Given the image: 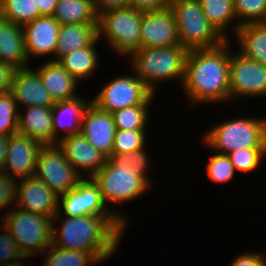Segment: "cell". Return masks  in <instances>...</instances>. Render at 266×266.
Wrapping results in <instances>:
<instances>
[{"label":"cell","mask_w":266,"mask_h":266,"mask_svg":"<svg viewBox=\"0 0 266 266\" xmlns=\"http://www.w3.org/2000/svg\"><path fill=\"white\" fill-rule=\"evenodd\" d=\"M230 48L227 40L215 48L189 50L182 91L190 106L230 103Z\"/></svg>","instance_id":"6da1fadb"},{"label":"cell","mask_w":266,"mask_h":266,"mask_svg":"<svg viewBox=\"0 0 266 266\" xmlns=\"http://www.w3.org/2000/svg\"><path fill=\"white\" fill-rule=\"evenodd\" d=\"M62 217H53L52 244L66 250L117 252L128 230L116 215Z\"/></svg>","instance_id":"7a4b0ae2"},{"label":"cell","mask_w":266,"mask_h":266,"mask_svg":"<svg viewBox=\"0 0 266 266\" xmlns=\"http://www.w3.org/2000/svg\"><path fill=\"white\" fill-rule=\"evenodd\" d=\"M92 178L100 188L105 205L126 227L130 223L128 217L114 209L113 205L133 203V200L139 199L142 195L149 193L147 191L153 189V186L142 175L131 169L128 164V154H112Z\"/></svg>","instance_id":"3957f363"},{"label":"cell","mask_w":266,"mask_h":266,"mask_svg":"<svg viewBox=\"0 0 266 266\" xmlns=\"http://www.w3.org/2000/svg\"><path fill=\"white\" fill-rule=\"evenodd\" d=\"M189 50L181 45L140 48L128 57L130 70L156 95L165 82H179L182 88ZM131 59V60H130ZM170 80V81H169Z\"/></svg>","instance_id":"277c9868"},{"label":"cell","mask_w":266,"mask_h":266,"mask_svg":"<svg viewBox=\"0 0 266 266\" xmlns=\"http://www.w3.org/2000/svg\"><path fill=\"white\" fill-rule=\"evenodd\" d=\"M249 117V118H248ZM203 134L202 144L213 152L228 154L239 149L266 148V117L242 116L214 124Z\"/></svg>","instance_id":"5b68a950"},{"label":"cell","mask_w":266,"mask_h":266,"mask_svg":"<svg viewBox=\"0 0 266 266\" xmlns=\"http://www.w3.org/2000/svg\"><path fill=\"white\" fill-rule=\"evenodd\" d=\"M180 45L188 50L209 49L227 41L206 18L199 0H170Z\"/></svg>","instance_id":"8992f818"},{"label":"cell","mask_w":266,"mask_h":266,"mask_svg":"<svg viewBox=\"0 0 266 266\" xmlns=\"http://www.w3.org/2000/svg\"><path fill=\"white\" fill-rule=\"evenodd\" d=\"M5 214V215H4ZM1 223L15 239L24 256L41 255L52 245L53 218L14 206L3 212Z\"/></svg>","instance_id":"52a82bcc"},{"label":"cell","mask_w":266,"mask_h":266,"mask_svg":"<svg viewBox=\"0 0 266 266\" xmlns=\"http://www.w3.org/2000/svg\"><path fill=\"white\" fill-rule=\"evenodd\" d=\"M142 12L132 7L112 9L99 15L98 39L123 58L140 49Z\"/></svg>","instance_id":"ba28073f"},{"label":"cell","mask_w":266,"mask_h":266,"mask_svg":"<svg viewBox=\"0 0 266 266\" xmlns=\"http://www.w3.org/2000/svg\"><path fill=\"white\" fill-rule=\"evenodd\" d=\"M131 74H118L99 90L91 102L100 110L113 113L134 105H151L152 92L131 70ZM152 102V103H151Z\"/></svg>","instance_id":"9c48e42d"},{"label":"cell","mask_w":266,"mask_h":266,"mask_svg":"<svg viewBox=\"0 0 266 266\" xmlns=\"http://www.w3.org/2000/svg\"><path fill=\"white\" fill-rule=\"evenodd\" d=\"M34 176L58 196L73 189L82 179L66 159L58 144H47L41 147Z\"/></svg>","instance_id":"30bf717a"},{"label":"cell","mask_w":266,"mask_h":266,"mask_svg":"<svg viewBox=\"0 0 266 266\" xmlns=\"http://www.w3.org/2000/svg\"><path fill=\"white\" fill-rule=\"evenodd\" d=\"M232 44L233 42L230 49V102L241 98H266V65L244 57Z\"/></svg>","instance_id":"8fae6325"},{"label":"cell","mask_w":266,"mask_h":266,"mask_svg":"<svg viewBox=\"0 0 266 266\" xmlns=\"http://www.w3.org/2000/svg\"><path fill=\"white\" fill-rule=\"evenodd\" d=\"M58 213L68 217L115 215L105 205L100 188L92 177L82 178L73 189L59 196Z\"/></svg>","instance_id":"7c38bea8"},{"label":"cell","mask_w":266,"mask_h":266,"mask_svg":"<svg viewBox=\"0 0 266 266\" xmlns=\"http://www.w3.org/2000/svg\"><path fill=\"white\" fill-rule=\"evenodd\" d=\"M140 48L171 47L180 45L175 16L170 8L142 12Z\"/></svg>","instance_id":"4fadbf2b"},{"label":"cell","mask_w":266,"mask_h":266,"mask_svg":"<svg viewBox=\"0 0 266 266\" xmlns=\"http://www.w3.org/2000/svg\"><path fill=\"white\" fill-rule=\"evenodd\" d=\"M43 146L38 140L19 133L9 137L3 173L13 179L34 176L39 151Z\"/></svg>","instance_id":"5bb4252c"},{"label":"cell","mask_w":266,"mask_h":266,"mask_svg":"<svg viewBox=\"0 0 266 266\" xmlns=\"http://www.w3.org/2000/svg\"><path fill=\"white\" fill-rule=\"evenodd\" d=\"M60 24L53 16H40L23 26L25 52L29 63L34 58L51 56L48 61H55V49ZM33 58V59H32Z\"/></svg>","instance_id":"9a60e30c"},{"label":"cell","mask_w":266,"mask_h":266,"mask_svg":"<svg viewBox=\"0 0 266 266\" xmlns=\"http://www.w3.org/2000/svg\"><path fill=\"white\" fill-rule=\"evenodd\" d=\"M57 144L82 178L93 177L108 160L81 133L65 136Z\"/></svg>","instance_id":"2e32d148"},{"label":"cell","mask_w":266,"mask_h":266,"mask_svg":"<svg viewBox=\"0 0 266 266\" xmlns=\"http://www.w3.org/2000/svg\"><path fill=\"white\" fill-rule=\"evenodd\" d=\"M115 131L116 127L112 114L100 110L90 102L82 116L80 133L108 159L112 155Z\"/></svg>","instance_id":"e0dca14e"},{"label":"cell","mask_w":266,"mask_h":266,"mask_svg":"<svg viewBox=\"0 0 266 266\" xmlns=\"http://www.w3.org/2000/svg\"><path fill=\"white\" fill-rule=\"evenodd\" d=\"M58 202L59 196L35 176L18 180L15 207L53 218Z\"/></svg>","instance_id":"ac0fdd59"},{"label":"cell","mask_w":266,"mask_h":266,"mask_svg":"<svg viewBox=\"0 0 266 266\" xmlns=\"http://www.w3.org/2000/svg\"><path fill=\"white\" fill-rule=\"evenodd\" d=\"M10 92L19 110L21 107H52L55 104L39 73L31 66L15 70Z\"/></svg>","instance_id":"d6986e66"},{"label":"cell","mask_w":266,"mask_h":266,"mask_svg":"<svg viewBox=\"0 0 266 266\" xmlns=\"http://www.w3.org/2000/svg\"><path fill=\"white\" fill-rule=\"evenodd\" d=\"M83 97L85 96L78 95L69 100L55 102L52 106L54 144L65 136L81 132L82 116L91 102L89 98Z\"/></svg>","instance_id":"ffe728a7"},{"label":"cell","mask_w":266,"mask_h":266,"mask_svg":"<svg viewBox=\"0 0 266 266\" xmlns=\"http://www.w3.org/2000/svg\"><path fill=\"white\" fill-rule=\"evenodd\" d=\"M23 111L19 110L17 133L36 139L43 145L54 144L52 107L33 106Z\"/></svg>","instance_id":"44dd1931"},{"label":"cell","mask_w":266,"mask_h":266,"mask_svg":"<svg viewBox=\"0 0 266 266\" xmlns=\"http://www.w3.org/2000/svg\"><path fill=\"white\" fill-rule=\"evenodd\" d=\"M35 70L54 102L69 100L79 95L76 91L80 82L74 79L58 61L41 62Z\"/></svg>","instance_id":"7402d4cb"},{"label":"cell","mask_w":266,"mask_h":266,"mask_svg":"<svg viewBox=\"0 0 266 266\" xmlns=\"http://www.w3.org/2000/svg\"><path fill=\"white\" fill-rule=\"evenodd\" d=\"M0 61L7 62L16 69L31 64L25 52L23 26L0 17Z\"/></svg>","instance_id":"603a6c76"},{"label":"cell","mask_w":266,"mask_h":266,"mask_svg":"<svg viewBox=\"0 0 266 266\" xmlns=\"http://www.w3.org/2000/svg\"><path fill=\"white\" fill-rule=\"evenodd\" d=\"M98 42L100 43V40L97 36L88 46L61 57L58 63L78 82L92 79L101 60L96 47Z\"/></svg>","instance_id":"cb8c5ba5"},{"label":"cell","mask_w":266,"mask_h":266,"mask_svg":"<svg viewBox=\"0 0 266 266\" xmlns=\"http://www.w3.org/2000/svg\"><path fill=\"white\" fill-rule=\"evenodd\" d=\"M236 49L244 57L266 65V23H250L241 25L234 38Z\"/></svg>","instance_id":"d4e9b609"},{"label":"cell","mask_w":266,"mask_h":266,"mask_svg":"<svg viewBox=\"0 0 266 266\" xmlns=\"http://www.w3.org/2000/svg\"><path fill=\"white\" fill-rule=\"evenodd\" d=\"M117 252H84L77 250H66L54 246L48 247L41 256V266H95L100 262H106Z\"/></svg>","instance_id":"484cf974"},{"label":"cell","mask_w":266,"mask_h":266,"mask_svg":"<svg viewBox=\"0 0 266 266\" xmlns=\"http://www.w3.org/2000/svg\"><path fill=\"white\" fill-rule=\"evenodd\" d=\"M98 24L61 25L55 49V61L75 50L88 46L97 36Z\"/></svg>","instance_id":"4316f807"},{"label":"cell","mask_w":266,"mask_h":266,"mask_svg":"<svg viewBox=\"0 0 266 266\" xmlns=\"http://www.w3.org/2000/svg\"><path fill=\"white\" fill-rule=\"evenodd\" d=\"M208 21L226 39L230 40L240 27L233 0H199ZM233 23V24H232ZM229 29V30H228ZM231 30V31H230ZM231 32V33H230ZM230 36V34H232Z\"/></svg>","instance_id":"83f0119b"},{"label":"cell","mask_w":266,"mask_h":266,"mask_svg":"<svg viewBox=\"0 0 266 266\" xmlns=\"http://www.w3.org/2000/svg\"><path fill=\"white\" fill-rule=\"evenodd\" d=\"M53 17L60 25L98 24L94 0H59Z\"/></svg>","instance_id":"f1b7e54d"},{"label":"cell","mask_w":266,"mask_h":266,"mask_svg":"<svg viewBox=\"0 0 266 266\" xmlns=\"http://www.w3.org/2000/svg\"><path fill=\"white\" fill-rule=\"evenodd\" d=\"M38 0H0V17L24 26L40 17Z\"/></svg>","instance_id":"f546056e"},{"label":"cell","mask_w":266,"mask_h":266,"mask_svg":"<svg viewBox=\"0 0 266 266\" xmlns=\"http://www.w3.org/2000/svg\"><path fill=\"white\" fill-rule=\"evenodd\" d=\"M151 107L152 105H134L111 113L116 129L147 130Z\"/></svg>","instance_id":"4dcf8cb0"},{"label":"cell","mask_w":266,"mask_h":266,"mask_svg":"<svg viewBox=\"0 0 266 266\" xmlns=\"http://www.w3.org/2000/svg\"><path fill=\"white\" fill-rule=\"evenodd\" d=\"M227 155L237 173H254L256 170L258 172L263 160L265 161L266 148H242Z\"/></svg>","instance_id":"1f68e13d"},{"label":"cell","mask_w":266,"mask_h":266,"mask_svg":"<svg viewBox=\"0 0 266 266\" xmlns=\"http://www.w3.org/2000/svg\"><path fill=\"white\" fill-rule=\"evenodd\" d=\"M211 157L207 160L206 163V175L207 178L216 184H227L233 180L236 175V169L233 164L230 162V159L227 154L214 152Z\"/></svg>","instance_id":"d6a6232c"},{"label":"cell","mask_w":266,"mask_h":266,"mask_svg":"<svg viewBox=\"0 0 266 266\" xmlns=\"http://www.w3.org/2000/svg\"><path fill=\"white\" fill-rule=\"evenodd\" d=\"M147 130L116 129L112 154H128L147 146Z\"/></svg>","instance_id":"836d02e7"},{"label":"cell","mask_w":266,"mask_h":266,"mask_svg":"<svg viewBox=\"0 0 266 266\" xmlns=\"http://www.w3.org/2000/svg\"><path fill=\"white\" fill-rule=\"evenodd\" d=\"M238 25L266 23V0H233Z\"/></svg>","instance_id":"e575fe53"},{"label":"cell","mask_w":266,"mask_h":266,"mask_svg":"<svg viewBox=\"0 0 266 266\" xmlns=\"http://www.w3.org/2000/svg\"><path fill=\"white\" fill-rule=\"evenodd\" d=\"M19 109L11 92L0 95V135L11 136L18 131Z\"/></svg>","instance_id":"d590c367"},{"label":"cell","mask_w":266,"mask_h":266,"mask_svg":"<svg viewBox=\"0 0 266 266\" xmlns=\"http://www.w3.org/2000/svg\"><path fill=\"white\" fill-rule=\"evenodd\" d=\"M0 229L3 232L0 234V266L24 258L15 239L2 223Z\"/></svg>","instance_id":"8d00e7d4"},{"label":"cell","mask_w":266,"mask_h":266,"mask_svg":"<svg viewBox=\"0 0 266 266\" xmlns=\"http://www.w3.org/2000/svg\"><path fill=\"white\" fill-rule=\"evenodd\" d=\"M17 182L18 180L0 171V211L4 209L6 213V211L14 208L16 204Z\"/></svg>","instance_id":"74e56055"},{"label":"cell","mask_w":266,"mask_h":266,"mask_svg":"<svg viewBox=\"0 0 266 266\" xmlns=\"http://www.w3.org/2000/svg\"><path fill=\"white\" fill-rule=\"evenodd\" d=\"M146 149L147 147H144L138 151L128 153V164L131 166L132 170L136 171L137 174L142 175L151 185L154 186L155 184L152 180L153 178L148 174L153 163L150 159L151 155H148Z\"/></svg>","instance_id":"f35d334b"},{"label":"cell","mask_w":266,"mask_h":266,"mask_svg":"<svg viewBox=\"0 0 266 266\" xmlns=\"http://www.w3.org/2000/svg\"><path fill=\"white\" fill-rule=\"evenodd\" d=\"M266 252L246 251L235 257L229 266H266Z\"/></svg>","instance_id":"ab89813d"},{"label":"cell","mask_w":266,"mask_h":266,"mask_svg":"<svg viewBox=\"0 0 266 266\" xmlns=\"http://www.w3.org/2000/svg\"><path fill=\"white\" fill-rule=\"evenodd\" d=\"M129 6L141 12L161 11L169 8L170 0H130Z\"/></svg>","instance_id":"60d3db41"},{"label":"cell","mask_w":266,"mask_h":266,"mask_svg":"<svg viewBox=\"0 0 266 266\" xmlns=\"http://www.w3.org/2000/svg\"><path fill=\"white\" fill-rule=\"evenodd\" d=\"M16 68L0 61V95L11 91L12 79Z\"/></svg>","instance_id":"b9f144b4"},{"label":"cell","mask_w":266,"mask_h":266,"mask_svg":"<svg viewBox=\"0 0 266 266\" xmlns=\"http://www.w3.org/2000/svg\"><path fill=\"white\" fill-rule=\"evenodd\" d=\"M130 0H94V4L98 14L119 8L129 7Z\"/></svg>","instance_id":"7bdbcfd3"},{"label":"cell","mask_w":266,"mask_h":266,"mask_svg":"<svg viewBox=\"0 0 266 266\" xmlns=\"http://www.w3.org/2000/svg\"><path fill=\"white\" fill-rule=\"evenodd\" d=\"M59 0H38V7L41 16H53Z\"/></svg>","instance_id":"ee69618b"},{"label":"cell","mask_w":266,"mask_h":266,"mask_svg":"<svg viewBox=\"0 0 266 266\" xmlns=\"http://www.w3.org/2000/svg\"><path fill=\"white\" fill-rule=\"evenodd\" d=\"M9 137L10 136L0 135V171H2V168L5 164L7 148L9 144Z\"/></svg>","instance_id":"f6af8a7d"},{"label":"cell","mask_w":266,"mask_h":266,"mask_svg":"<svg viewBox=\"0 0 266 266\" xmlns=\"http://www.w3.org/2000/svg\"><path fill=\"white\" fill-rule=\"evenodd\" d=\"M27 258H28V257L25 256L24 258H22V259H20V260H18V261L10 262V263H7V264H5V265H1V266H33V265H29V264L25 263V262H27V261H26ZM21 260H22V261H21ZM34 266H35V265H34Z\"/></svg>","instance_id":"bcb514c9"}]
</instances>
